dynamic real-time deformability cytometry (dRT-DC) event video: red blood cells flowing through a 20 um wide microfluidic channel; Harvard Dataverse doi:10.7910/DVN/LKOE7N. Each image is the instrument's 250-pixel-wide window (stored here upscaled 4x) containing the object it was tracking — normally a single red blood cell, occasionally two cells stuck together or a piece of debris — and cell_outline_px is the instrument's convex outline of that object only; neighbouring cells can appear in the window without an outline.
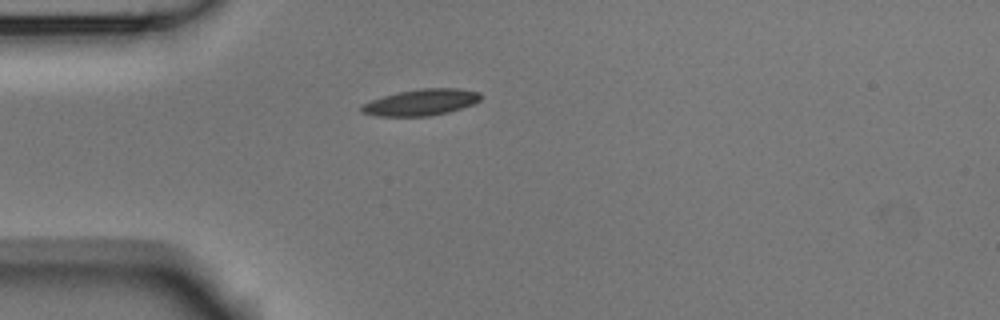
{"species": "Egyptian fruit bat (a non-hibernating species)", "species_latin": "Rousettus aegyptiacus", "temperature_condition": "room temperature", "stored_images_in_passage": 5, "camera_frame_rate_fps": 3000, "um_per_image_px": 0.085, "animal": {"sex": "male"}, "frame": {"image": 1, "passage_image": 3, "time_ms": 0.667, "image_size_px": [1000, 320], "cell_outline_px": [[480, 100], [472, 104], [448, 112], [428, 116], [376, 116], [360, 112], [360, 108], [364, 104], [372, 100], [396, 92], [420, 88], [460, 88], [480, 92]], "centroid_in_image_um": [35.78, 8.69], "position_along_channel_um": 49.2, "area_um2": 18.21}}
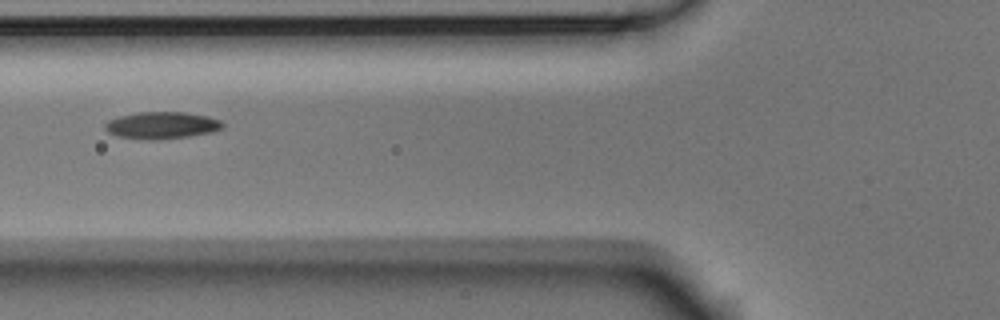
{"frame": {"image": 2, "passage_image": 5, "time_ms": 1.333, "image_size_px": [1000, 320], "cell_outline_px": [[224, 124], [220, 128], [212, 132], [188, 136], [156, 140], [148, 140], [120, 136], [108, 132], [104, 128], [104, 124], [108, 120], [120, 116], [140, 112], [184, 112], [208, 116], [220, 120]], "centroid_in_image_um": [13.74, 10.65], "position_along_channel_um": 112.1, "area_um2": 18.32}}